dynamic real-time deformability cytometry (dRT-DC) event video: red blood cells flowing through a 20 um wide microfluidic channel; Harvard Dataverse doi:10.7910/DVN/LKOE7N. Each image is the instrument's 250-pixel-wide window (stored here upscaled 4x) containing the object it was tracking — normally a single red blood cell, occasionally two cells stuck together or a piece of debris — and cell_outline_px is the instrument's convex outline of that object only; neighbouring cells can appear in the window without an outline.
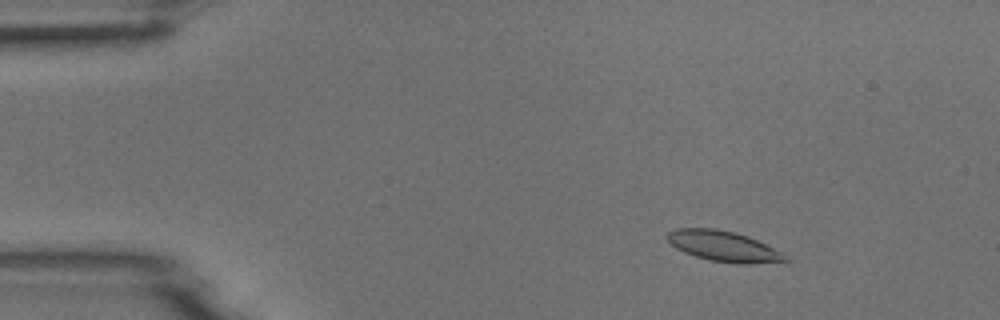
{"species": "common noctule bat (a hibernating species)", "species_latin": "Nyctalus noctula", "temperature_condition": "room temperature", "stored_images_in_passage": 52, "camera_frame_rate_fps": 3000, "um_per_image_px": 0.085, "animal": {"sex": "male", "body_mass_g": 18.8}, "frame": {"image": 1, "passage_image": 8, "time_ms": 2.333, "image_size_px": [1000, 320], "cell_outline_px": [[792, 260], [744, 264], [708, 260], [684, 252], [676, 248], [664, 236], [668, 232], [676, 228], [716, 228], [736, 232], [748, 236], [784, 252]], "centroid_in_image_um": [61.52, 20.92], "position_along_channel_um": 23.5, "area_um2": 21.1}}
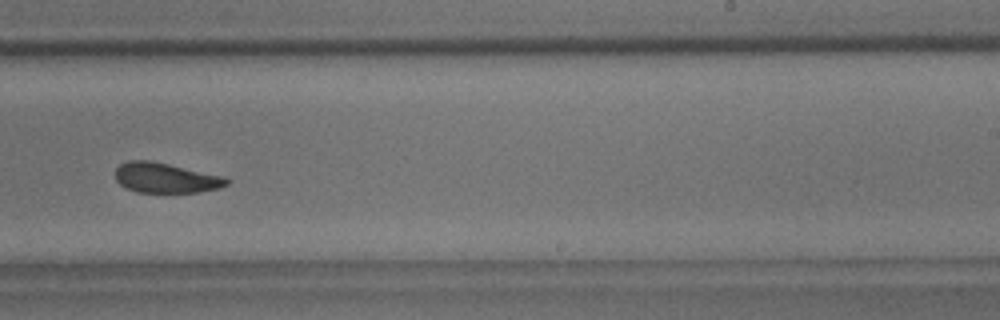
{"frame": {"image": 2, "passage_image": 33, "time_ms": 10.667, "image_size_px": [1000, 320], "cell_outline_px": [[232, 180], [228, 184], [220, 188], [200, 192], [136, 192], [120, 184], [116, 180], [116, 168], [120, 164], [128, 160], [152, 160], [224, 176]], "centroid_in_image_um": [14.12, 15.11], "position_along_channel_um": 274.9, "area_um2": 19.65}}
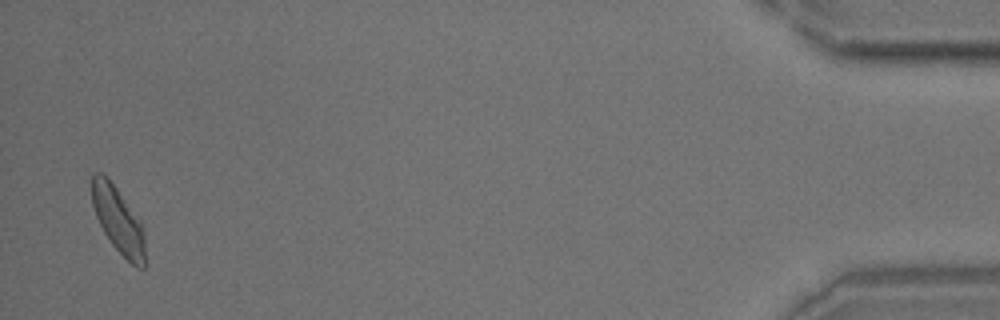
{"frame": {"image": 3, "passage_image": 51, "time_ms": 16.667, "image_size_px": [1000, 320], "cell_outline_px": [[144, 268], [136, 268], [112, 244], [104, 232], [96, 216], [92, 204], [92, 172], [104, 172], [108, 176], [140, 220], [144, 228]], "centroid_in_image_um": [10.04, 18.66], "position_along_channel_um": 425.2, "area_um2": 20.46}}